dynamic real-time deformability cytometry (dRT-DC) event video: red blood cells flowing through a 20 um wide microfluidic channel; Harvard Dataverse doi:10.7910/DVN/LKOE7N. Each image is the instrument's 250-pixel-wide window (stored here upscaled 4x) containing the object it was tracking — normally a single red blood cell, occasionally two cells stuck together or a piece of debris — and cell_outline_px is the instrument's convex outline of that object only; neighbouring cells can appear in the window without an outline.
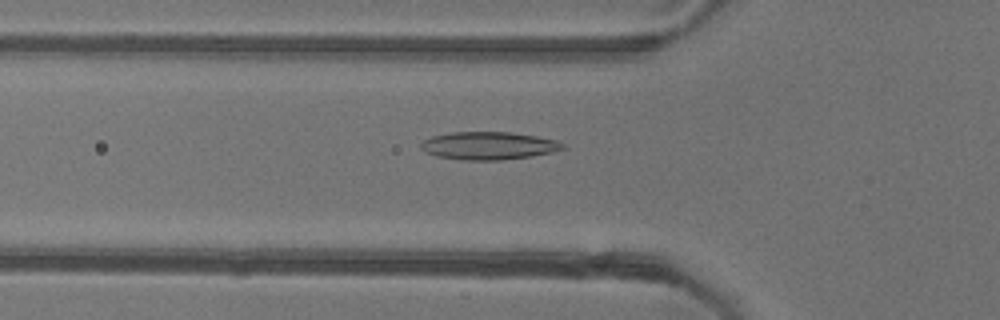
{"species": "common noctule bat (a hibernating species)", "species_latin": "Nyctalus noctula", "temperature_condition": "warm", "stored_images_in_passage": 42, "camera_frame_rate_fps": 3000, "um_per_image_px": 0.085, "animal": {"sex": "female"}, "frame": {"image": 1, "passage_image": 7, "time_ms": 2.0, "image_size_px": [1000, 320], "cell_outline_px": [[564, 148], [552, 152], [532, 156], [500, 160], [460, 160], [436, 156], [420, 148], [420, 144], [424, 140], [432, 136], [452, 132], [508, 132], [536, 136], [556, 140], [564, 144]], "centroid_in_image_um": [41.52, 12.39], "position_along_channel_um": 84.3, "area_um2": 22.89}}
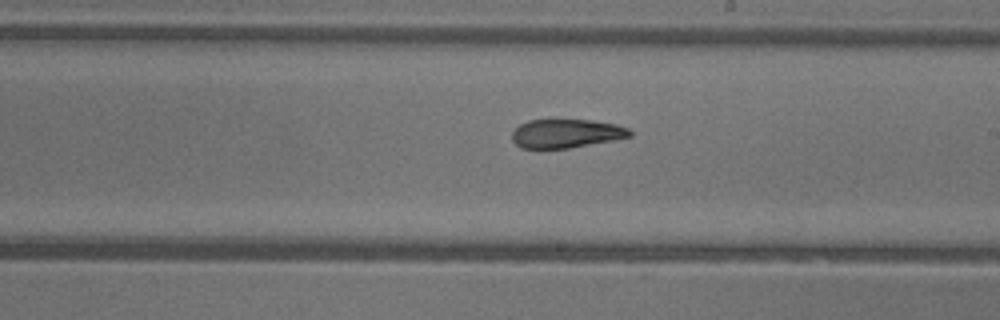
{"frame": {"image": 2, "passage_image": 19, "time_ms": 6.0, "image_size_px": [1000, 320], "cell_outline_px": [[632, 136], [612, 140], [568, 148], [520, 148], [512, 140], [512, 132], [520, 124], [528, 120], [592, 120], [616, 124], [628, 128], [632, 132]], "centroid_in_image_um": [48.12, 11.34], "position_along_channel_um": 240.9, "area_um2": 19.59}}
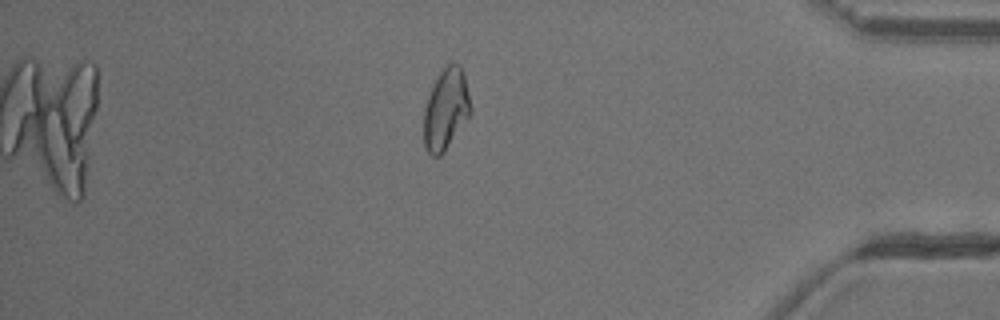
{"frame": {"image": 3, "passage_image": 34, "time_ms": 11.0, "image_size_px": [1000, 320], "cell_outline_px": [[472, 112], [444, 152], [440, 156], [432, 156], [428, 152], [424, 144], [424, 108], [428, 96], [440, 72], [448, 64], [460, 64], [464, 76], [472, 108]], "centroid_in_image_um": [37.9, 9.31], "position_along_channel_um": 397.3, "area_um2": 21.85}, "authors_computed_cell_mechanics": {"area_um2": 21.7906, "velocity_mm_per_s": 3.8941, "shape_relaxation_time_tau1_ms": null, "shape_relaxation_time_tau2_ms": 4.4339, "deformation_change_tau1": null, "deformation_change_tau2": 0.1172}}